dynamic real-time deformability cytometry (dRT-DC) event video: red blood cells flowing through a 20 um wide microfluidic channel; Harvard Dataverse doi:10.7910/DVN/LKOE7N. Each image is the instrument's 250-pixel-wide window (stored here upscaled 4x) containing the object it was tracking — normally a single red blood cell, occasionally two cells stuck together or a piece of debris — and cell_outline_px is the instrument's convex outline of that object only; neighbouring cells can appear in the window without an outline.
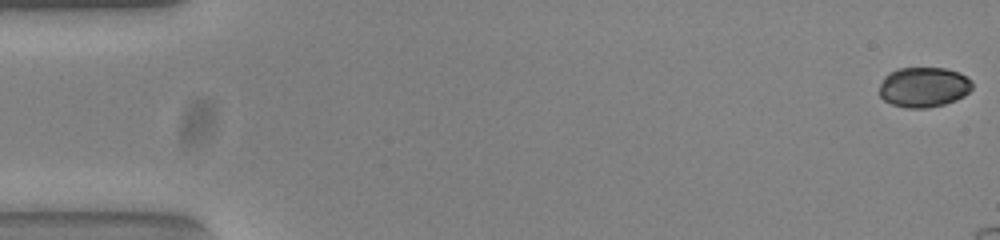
{"species": "common noctule bat (a hibernating species)", "species_latin": "Nyctalus noctula", "temperature_condition": "warm", "stored_images_in_passage": 16, "camera_frame_rate_fps": 3000, "um_per_image_px": 0.085, "animal": {"sex": "female", "body_mass_g": 23.0, "forearm_length_mm": 53.4}, "frame": {"image": 1, "passage_image": 1, "time_ms": 0.0, "image_size_px": [1000, 240], "cell_outline_px": [[972, 88], [964, 96], [956, 100], [944, 104], [928, 108], [908, 108], [892, 104], [884, 100], [880, 96], [880, 84], [884, 76], [888, 72], [896, 68], [944, 68], [960, 72], [972, 80]], "centroid_in_image_um": [78.51, 7.39], "position_along_channel_um": 6.5, "area_um2": 21.91}}